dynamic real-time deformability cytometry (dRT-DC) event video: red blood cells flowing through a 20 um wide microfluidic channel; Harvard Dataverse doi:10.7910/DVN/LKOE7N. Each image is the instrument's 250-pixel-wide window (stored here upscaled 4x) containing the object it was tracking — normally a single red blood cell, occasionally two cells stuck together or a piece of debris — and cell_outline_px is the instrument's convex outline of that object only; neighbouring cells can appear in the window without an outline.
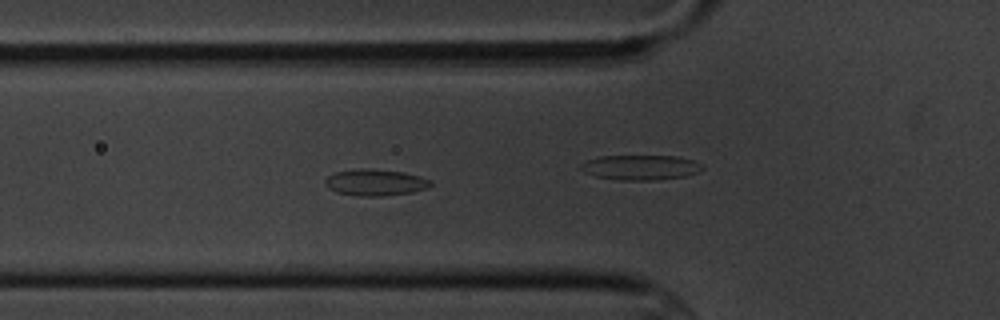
{"species": "common noctule bat (a hibernating species)", "species_latin": "Nyctalus noctula", "temperature_condition": "cold", "stored_images_in_passage": 16, "camera_frame_rate_fps": 3000, "um_per_image_px": 0.085, "animal": {"sex": "male", "body_mass_g": 20.1, "forearm_length_mm": 53.5}, "frame": {"image": 1, "passage_image": 5, "time_ms": 5.333, "image_size_px": [1000, 320], "cell_outline_px": [[432, 184], [428, 188], [412, 192], [380, 196], [360, 196], [336, 192], [328, 188], [324, 184], [324, 180], [328, 176], [336, 172], [360, 168], [368, 168], [404, 172], [420, 176], [428, 180]], "centroid_in_image_um": [31.87, 15.5], "position_along_channel_um": 93.9, "area_um2": 16.24}}
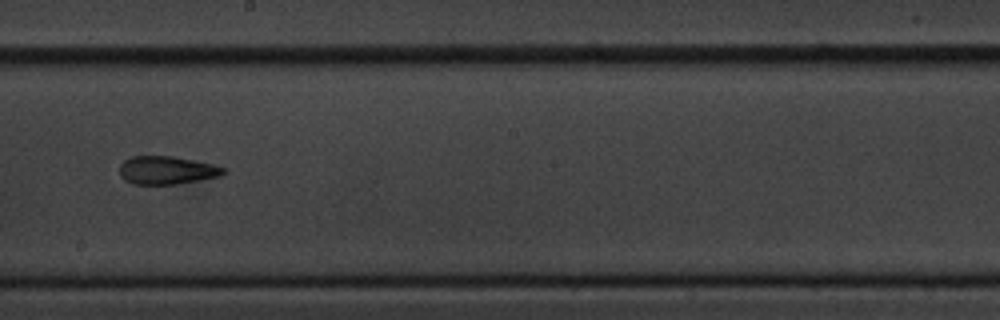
{"frame": {"image": 2, "passage_image": 9, "time_ms": 10.0, "image_size_px": [1000, 320], "cell_outline_px": [[228, 172], [220, 176], [200, 180], [176, 184], [132, 184], [124, 180], [120, 176], [120, 164], [124, 160], [132, 156], [172, 156], [212, 164], [228, 168]], "centroid_in_image_um": [14.19, 14.47], "position_along_channel_um": 234.0, "area_um2": 17.17}}
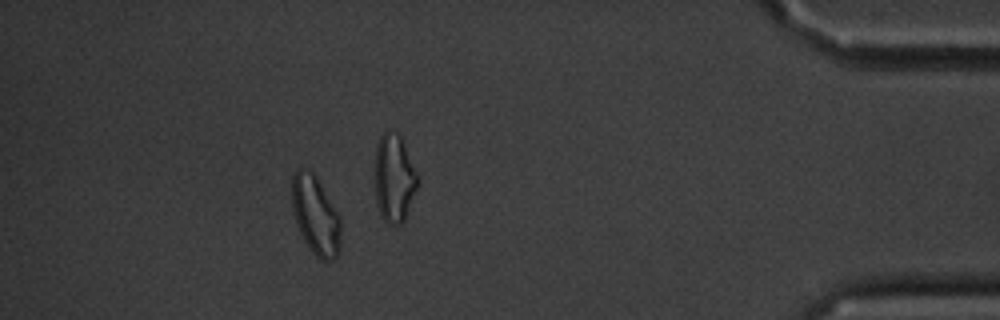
{"frame": {"image": 3, "passage_image": 14, "time_ms": 16.0, "image_size_px": [1000, 320], "cell_outline_px": [[340, 252], [332, 260], [320, 260], [312, 252], [304, 240], [296, 224], [292, 208], [292, 176], [296, 168], [300, 168], [312, 172], [316, 176], [340, 216]], "centroid_in_image_um": [26.82, 18.31], "position_along_channel_um": 408.4, "area_um2": 22.43}, "authors_computed_cell_mechanics": {"area_um2": 17.1955, "velocity_mm_per_s": 3.4517, "shape_relaxation_time_tau1_ms": null, "shape_relaxation_time_tau2_ms": 4.7166, "deformation_change_tau1": null, "deformation_change_tau2": 0.1506}}